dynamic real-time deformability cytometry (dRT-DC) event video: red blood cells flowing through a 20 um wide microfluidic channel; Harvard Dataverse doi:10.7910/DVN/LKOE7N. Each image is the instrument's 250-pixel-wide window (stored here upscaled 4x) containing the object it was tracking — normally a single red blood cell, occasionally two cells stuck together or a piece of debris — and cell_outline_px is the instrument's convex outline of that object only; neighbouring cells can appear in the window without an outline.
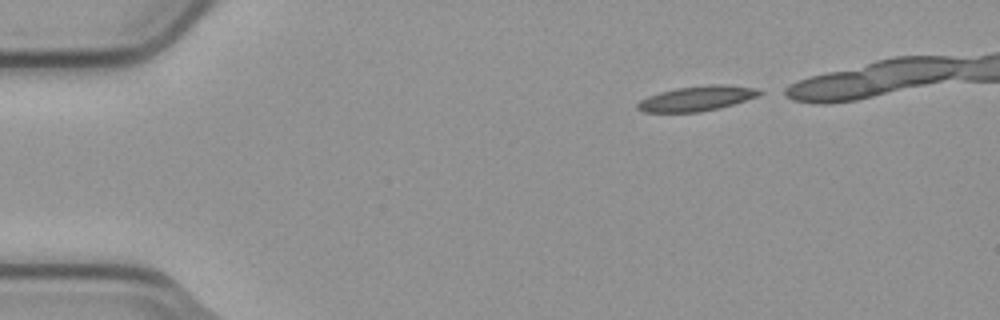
{"species": "common noctule bat (a hibernating species)", "species_latin": "Nyctalus noctula", "temperature_condition": "cold", "stored_images_in_passage": 4, "camera_frame_rate_fps": 3000, "um_per_image_px": 0.085, "animal": {"sex": "male", "body_mass_g": 23.1, "forearm_length_mm": 52.7}, "frame": {"image": 1, "passage_image": 1, "time_ms": 0.0, "image_size_px": [1000, 320], "cell_outline_px": [[764, 92], [756, 96], [732, 104], [716, 108], [696, 112], [644, 112], [636, 108], [636, 104], [640, 100], [648, 96], [660, 92], [676, 88], [708, 84], [724, 84], [756, 88]], "centroid_in_image_um": [59.19, 8.35], "position_along_channel_um": 25.8, "area_um2": 17.51}}